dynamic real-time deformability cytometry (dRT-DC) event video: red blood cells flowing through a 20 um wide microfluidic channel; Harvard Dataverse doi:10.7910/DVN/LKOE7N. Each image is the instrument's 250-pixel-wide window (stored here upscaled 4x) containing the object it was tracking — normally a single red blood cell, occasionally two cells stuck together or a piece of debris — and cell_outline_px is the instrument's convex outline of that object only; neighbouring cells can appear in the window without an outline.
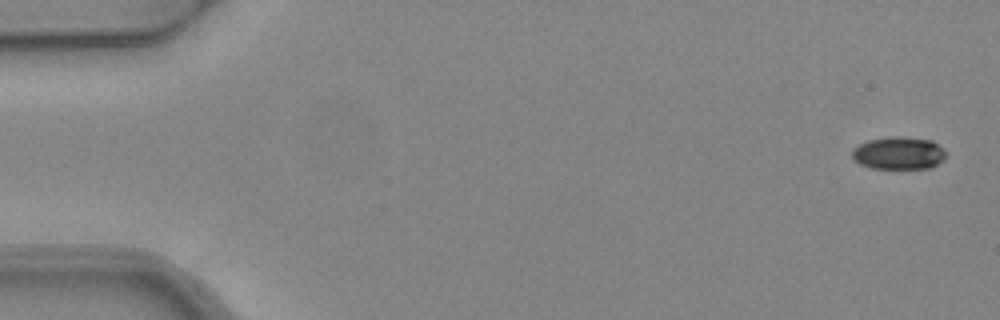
{"species": "common noctule bat (a hibernating species)", "species_latin": "Nyctalus noctula", "temperature_condition": "warm", "stored_images_in_passage": 4, "camera_frame_rate_fps": 3000, "um_per_image_px": 0.085, "animal": {"sex": "female", "body_mass_g": 24.6, "forearm_length_mm": 56.2}, "frame": {"image": 1, "passage_image": 1, "time_ms": 0.0, "image_size_px": [1000, 320], "cell_outline_px": [[944, 156], [932, 168], [872, 168], [860, 164], [852, 156], [852, 148], [868, 140], [892, 136], [904, 136], [932, 140], [944, 148]], "centroid_in_image_um": [76.37, 13.0], "position_along_channel_um": 8.6, "area_um2": 17.74}}
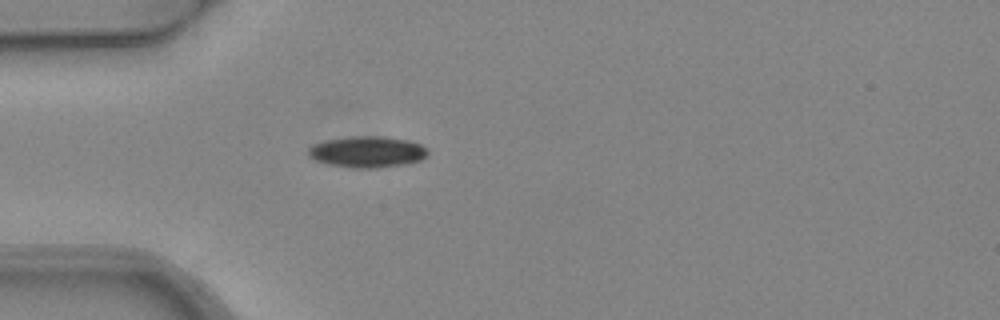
{"frame": {"image": 2, "passage_image": 4, "time_ms": 1.0, "image_size_px": [1000, 320], "cell_outline_px": [[428, 152], [420, 160], [404, 164], [376, 168], [356, 168], [328, 164], [316, 160], [308, 156], [308, 148], [312, 144], [324, 140], [352, 136], [384, 136], [408, 140], [420, 144], [428, 148]], "centroid_in_image_um": [31.19, 12.89], "position_along_channel_um": 53.8, "area_um2": 21.79}}